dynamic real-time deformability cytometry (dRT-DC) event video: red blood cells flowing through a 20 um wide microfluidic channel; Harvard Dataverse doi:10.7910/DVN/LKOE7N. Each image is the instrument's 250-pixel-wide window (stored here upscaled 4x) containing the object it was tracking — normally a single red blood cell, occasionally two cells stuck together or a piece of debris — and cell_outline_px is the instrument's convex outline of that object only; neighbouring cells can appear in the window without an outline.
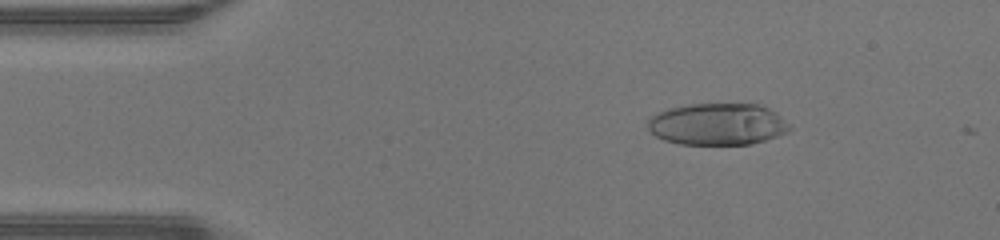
{"species": "human", "species_latin": "Homo sapiens", "temperature_condition": "warm", "stored_images_in_passage": 47, "camera_frame_rate_fps": 3000, "um_per_image_px": 0.085, "donor": {"sex": "male"}, "frame": {"image": 1, "passage_image": 7, "time_ms": 2.0, "image_size_px": [1000, 240], "cell_outline_px": [[792, 128], [788, 132], [752, 144], [680, 144], [664, 140], [648, 132], [648, 116], [656, 112], [668, 108], [688, 104], [760, 104], [776, 112]], "centroid_in_image_um": [60.94, 10.55], "position_along_channel_um": 24.1, "area_um2": 34.8}}
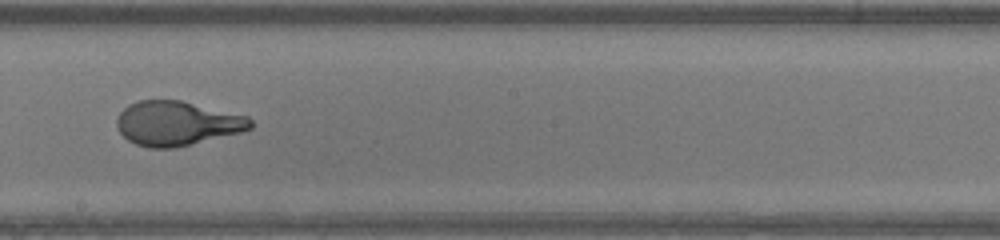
{"frame": {"image": 2, "passage_image": 26, "time_ms": 8.333, "image_size_px": [1000, 240], "cell_outline_px": [[252, 128], [240, 132], [176, 148], [148, 148], [136, 144], [128, 140], [120, 132], [116, 124], [116, 120], [120, 112], [128, 104], [140, 100], [180, 100], [248, 116], [252, 120]], "centroid_in_image_um": [15.03, 10.48], "position_along_channel_um": 233.2, "area_um2": 34.56}}
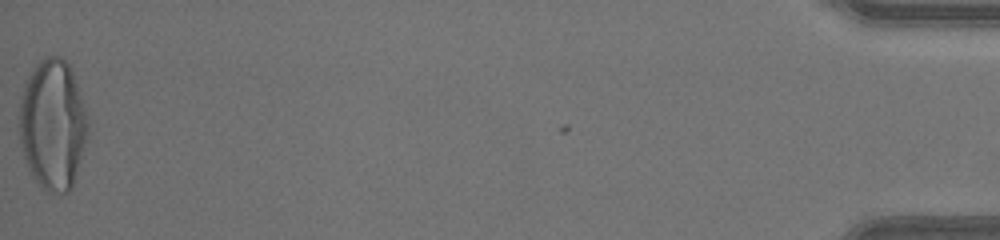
{"frame": {"image": 3, "passage_image": 47, "time_ms": 15.333, "image_size_px": [1000, 240], "cell_outline_px": [[88, 140], [72, 188], [68, 192], [48, 192], [40, 188], [28, 168], [24, 156], [20, 140], [20, 96], [24, 84], [28, 76], [36, 64], [44, 56], [60, 56], [68, 64], [72, 72], [88, 120]], "centroid_in_image_um": [4.49, 10.62], "position_along_channel_um": 430.7, "area_um2": 52.14}, "authors_computed_cell_mechanics": {"area_um2": 35.4314, "velocity_mm_per_s": 4.4005, "shape_relaxation_time_tau1_ms": 5.7957, "shape_relaxation_time_tau2_ms": null, "deformation_change_tau1": 0.3512, "deformation_change_tau2": null}}